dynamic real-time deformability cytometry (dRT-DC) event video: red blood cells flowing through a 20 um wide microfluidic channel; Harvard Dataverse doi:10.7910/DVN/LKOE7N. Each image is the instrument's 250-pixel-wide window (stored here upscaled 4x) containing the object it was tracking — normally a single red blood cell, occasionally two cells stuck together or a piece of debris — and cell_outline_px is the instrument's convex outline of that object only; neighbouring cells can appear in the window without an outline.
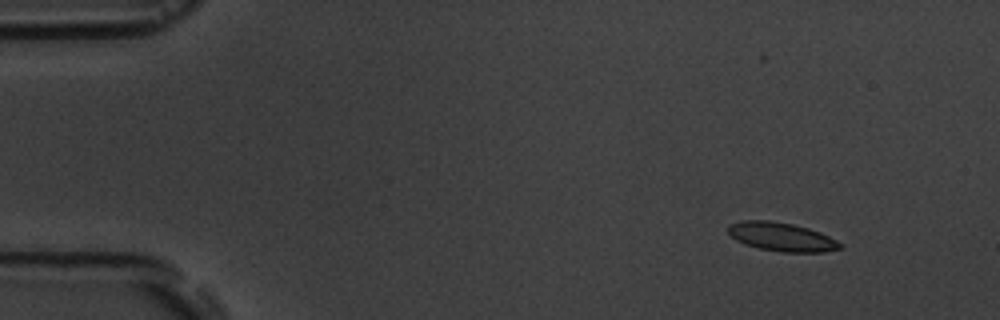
{"species": "common noctule bat (a hibernating species)", "species_latin": "Nyctalus noctula", "temperature_condition": "room temperature", "stored_images_in_passage": 4, "camera_frame_rate_fps": 3000, "um_per_image_px": 0.085, "animal": {"sex": "male", "body_mass_g": 19.5, "forearm_length_mm": 54.6}, "frame": {"image": 1, "passage_image": 1, "time_ms": 0.0, "image_size_px": [1000, 320], "cell_outline_px": [[844, 248], [824, 252], [780, 252], [760, 248], [744, 244], [736, 240], [728, 232], [728, 224], [744, 220], [768, 220], [792, 224], [808, 228], [820, 232], [836, 240]], "centroid_in_image_um": [66.43, 20.13], "position_along_channel_um": 18.6, "area_um2": 18.67}}
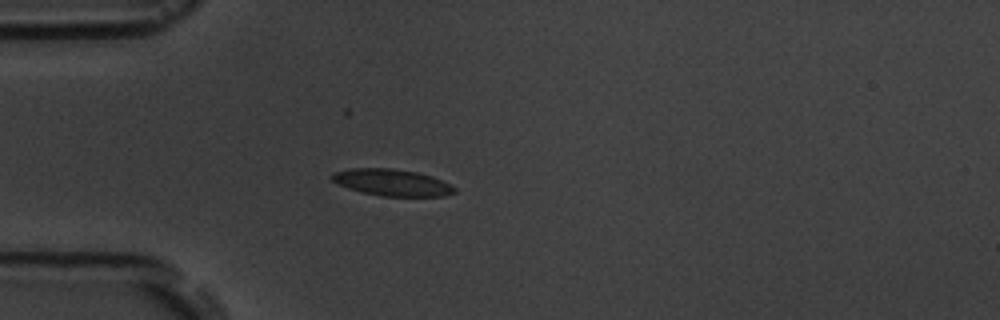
{"frame": {"image": 2, "passage_image": 4, "time_ms": 3.333, "image_size_px": [1000, 320], "cell_outline_px": [[456, 192], [444, 196], [380, 196], [348, 188], [332, 180], [332, 176], [336, 172], [352, 168], [392, 168], [416, 172], [432, 176], [456, 188]], "centroid_in_image_um": [33.35, 15.51], "position_along_channel_um": 51.6, "area_um2": 18.73}}